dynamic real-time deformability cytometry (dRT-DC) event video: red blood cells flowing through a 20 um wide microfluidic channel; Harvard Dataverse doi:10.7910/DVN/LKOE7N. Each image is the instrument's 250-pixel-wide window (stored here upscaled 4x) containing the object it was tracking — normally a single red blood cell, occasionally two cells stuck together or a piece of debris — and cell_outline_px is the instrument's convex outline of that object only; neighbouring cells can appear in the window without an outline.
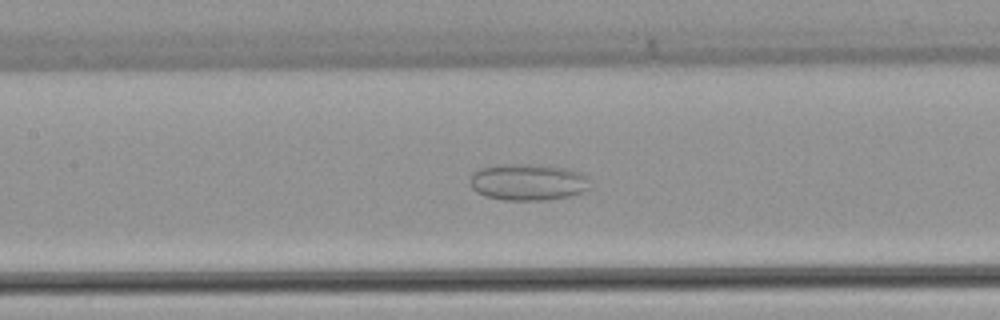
{"species": "common noctule bat (a hibernating species)", "species_latin": "Nyctalus noctula", "temperature_condition": "warm", "stored_images_in_passage": 49, "camera_frame_rate_fps": 3000, "um_per_image_px": 0.085, "animal": {"sex": "female", "body_mass_g": 22.7, "forearm_length_mm": 54.2}, "frame": {"image": 1, "passage_image": 23, "time_ms": 7.333, "image_size_px": [1000, 320], "cell_outline_px": [[592, 188], [568, 196], [548, 200], [504, 200], [488, 196], [476, 192], [472, 188], [472, 172], [480, 168], [500, 164], [544, 164], [568, 168], [584, 172], [588, 176]], "centroid_in_image_um": [44.96, 15.45], "position_along_channel_um": 162.4, "area_um2": 26.01}}
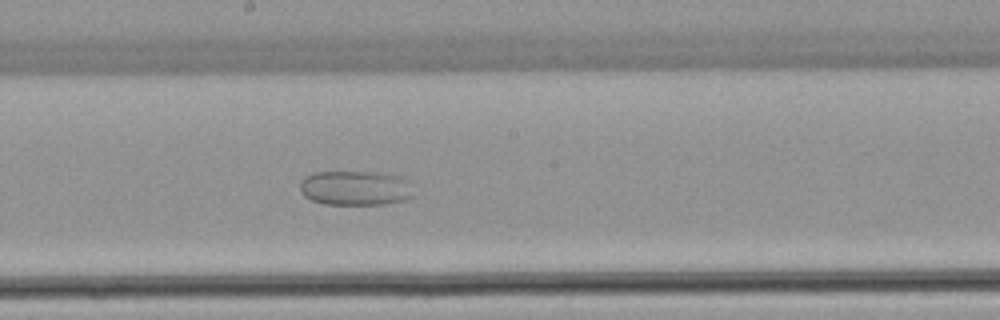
{"frame": {"image": 2, "passage_image": 27, "time_ms": 8.667, "image_size_px": [1000, 320], "cell_outline_px": [[412, 196], [404, 200], [388, 204], [324, 204], [312, 200], [304, 196], [300, 192], [300, 180], [304, 176], [312, 172], [380, 172], [400, 176], [404, 180]], "centroid_in_image_um": [30.11, 15.98], "position_along_channel_um": 218.1, "area_um2": 22.83}}
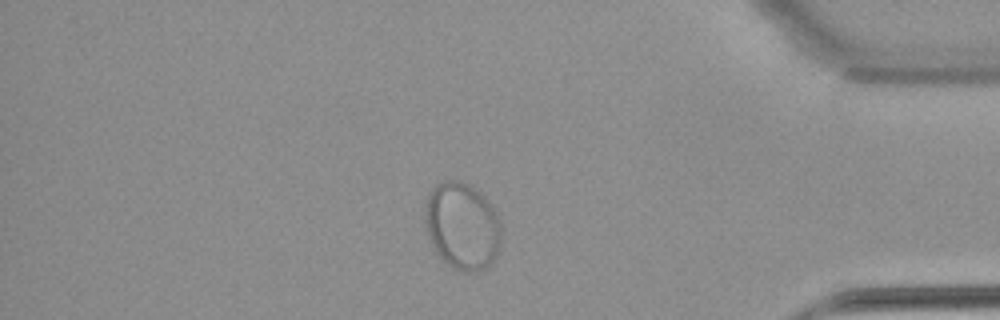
{"frame": {"image": 3, "passage_image": 42, "time_ms": 13.667, "image_size_px": [1000, 320], "cell_outline_px": [[500, 240], [496, 256], [484, 268], [476, 272], [468, 272], [452, 268], [440, 256], [432, 244], [428, 232], [428, 196], [432, 188], [436, 184], [444, 180], [460, 180], [468, 184], [480, 192], [488, 200], [496, 212], [500, 224]], "centroid_in_image_um": [39.33, 19.19], "position_along_channel_um": 395.9, "area_um2": 37.86}}